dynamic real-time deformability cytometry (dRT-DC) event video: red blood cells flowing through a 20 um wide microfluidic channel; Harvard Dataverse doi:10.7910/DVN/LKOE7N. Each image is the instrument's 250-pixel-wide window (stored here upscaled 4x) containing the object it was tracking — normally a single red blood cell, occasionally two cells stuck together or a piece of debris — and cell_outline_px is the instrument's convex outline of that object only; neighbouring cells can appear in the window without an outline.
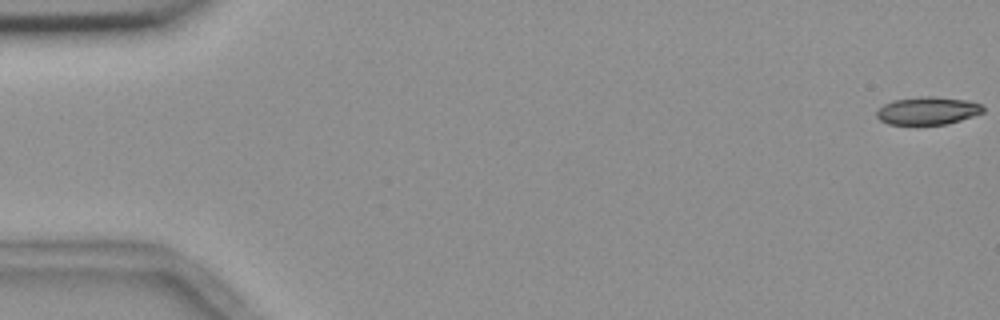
{"species": "common noctule bat (a hibernating species)", "species_latin": "Nyctalus noctula", "temperature_condition": "room temperature", "stored_images_in_passage": 56, "camera_frame_rate_fps": 3000, "um_per_image_px": 0.085, "animal": {"sex": "female", "body_mass_g": 18.4}, "frame": {"image": 1, "passage_image": 1, "time_ms": 0.0, "image_size_px": [1000, 320], "cell_outline_px": [[984, 112], [960, 120], [944, 124], [888, 124], [880, 120], [876, 116], [876, 112], [884, 104], [892, 100], [924, 96], [932, 96], [964, 100], [980, 104], [984, 108]], "centroid_in_image_um": [78.82, 9.41], "position_along_channel_um": 6.2, "area_um2": 16.99}}
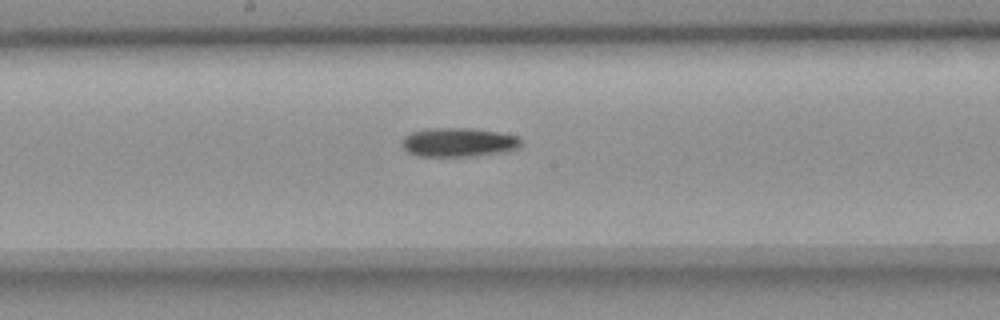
{"frame": {"image": 2, "passage_image": 30, "time_ms": 9.667, "image_size_px": [1000, 320], "cell_outline_px": [[524, 144], [520, 148], [500, 152], [472, 156], [416, 156], [408, 152], [400, 144], [400, 140], [404, 136], [412, 132], [436, 128], [472, 128], [496, 132], [516, 136]], "centroid_in_image_um": [38.95, 12.1], "position_along_channel_um": 209.3, "area_um2": 20.06}}
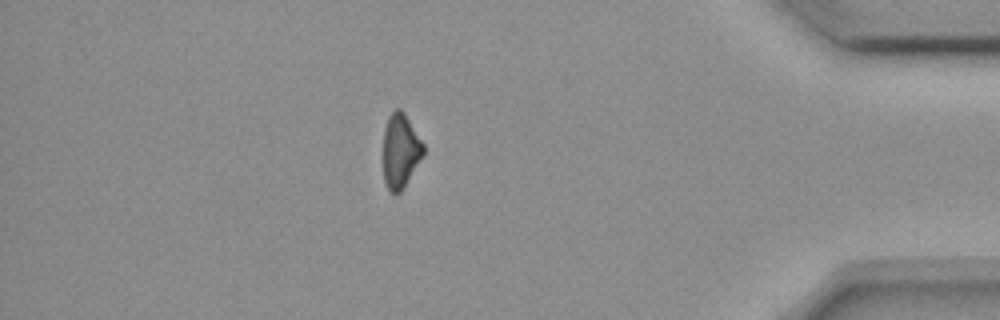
{"frame": {"image": 3, "passage_image": 49, "time_ms": 16.0, "image_size_px": [1000, 320], "cell_outline_px": [[424, 152], [404, 188], [400, 192], [392, 192], [388, 188], [384, 180], [384, 128], [388, 116], [396, 108], [400, 108], [404, 112], [424, 144]], "centroid_in_image_um": [34.04, 12.79], "position_along_channel_um": 401.2, "area_um2": 17.17}}